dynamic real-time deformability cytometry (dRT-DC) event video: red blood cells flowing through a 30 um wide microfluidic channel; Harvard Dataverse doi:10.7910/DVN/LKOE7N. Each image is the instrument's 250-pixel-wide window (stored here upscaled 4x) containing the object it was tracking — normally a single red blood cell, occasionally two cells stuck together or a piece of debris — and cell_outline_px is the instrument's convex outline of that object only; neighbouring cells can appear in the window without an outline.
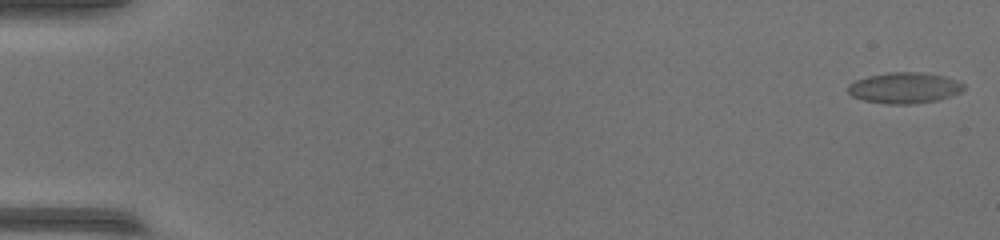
{"species": "common noctule bat (a hibernating species)", "species_latin": "Nyctalus noctula", "temperature_condition": "warm", "stored_images_in_passage": 56, "camera_frame_rate_fps": 3000, "um_per_image_px": 0.085, "animal": {"sex": "female", "body_mass_g": 17.0, "forearm_length_mm": 48.0}, "frame": {"image": 1, "passage_image": 2, "time_ms": 0.333, "image_size_px": [1000, 240], "cell_outline_px": [[964, 88], [960, 92], [936, 100], [912, 104], [884, 104], [864, 100], [852, 96], [848, 92], [848, 84], [856, 80], [868, 76], [888, 72], [924, 72], [944, 76], [964, 84]], "centroid_in_image_um": [76.84, 7.46], "position_along_channel_um": 8.2, "area_um2": 20.75}}
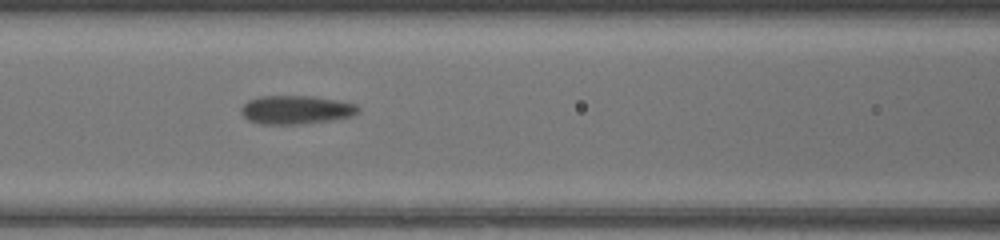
{"frame": {"image": 2, "passage_image": 26, "time_ms": 8.333, "image_size_px": [1000, 240], "cell_outline_px": [[360, 112], [352, 116], [332, 120], [300, 124], [260, 124], [248, 120], [240, 112], [240, 108], [248, 100], [260, 96], [312, 96], [336, 100], [356, 104], [360, 108]], "centroid_in_image_um": [25.16, 9.33], "position_along_channel_um": 141.4, "area_um2": 19.59}}
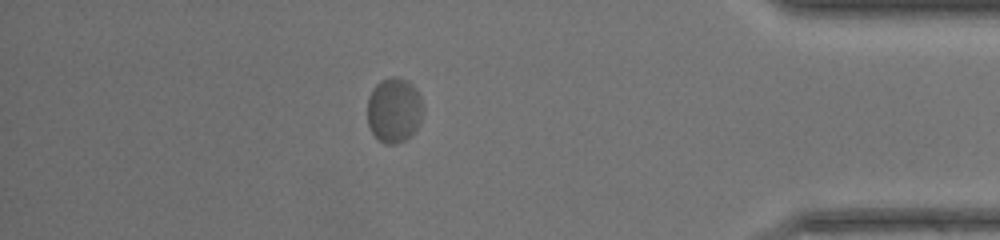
{"frame": {"image": 3, "passage_image": 49, "time_ms": 16.0, "image_size_px": [1000, 240], "cell_outline_px": [[420, 120], [416, 128], [404, 140], [396, 144], [384, 144], [372, 132], [368, 124], [368, 96], [372, 88], [380, 80], [392, 76], [396, 76], [408, 80], [416, 88], [420, 96]], "centroid_in_image_um": [33.45, 9.32], "position_along_channel_um": 401.7, "area_um2": 20.81}}